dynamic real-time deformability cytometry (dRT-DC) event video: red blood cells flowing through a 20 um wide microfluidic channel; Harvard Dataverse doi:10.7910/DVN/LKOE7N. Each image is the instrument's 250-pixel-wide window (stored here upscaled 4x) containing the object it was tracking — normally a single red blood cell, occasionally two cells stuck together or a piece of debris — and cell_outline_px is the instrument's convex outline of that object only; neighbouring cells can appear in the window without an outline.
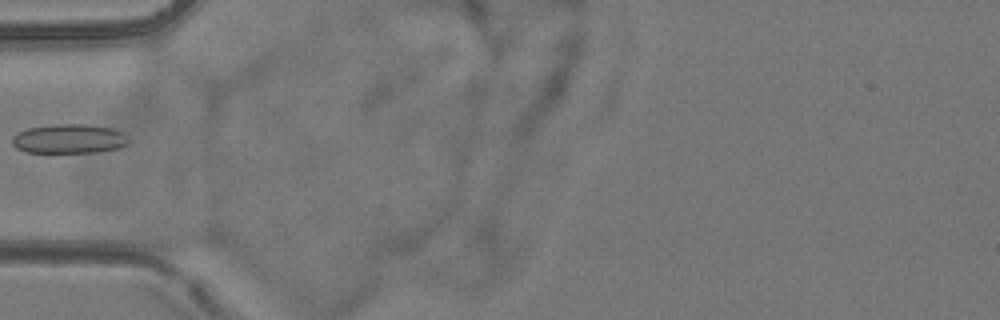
{"species": "common noctule bat (a hibernating species)", "species_latin": "Nyctalus noctula", "temperature_condition": "room temperature", "stored_images_in_passage": 6, "camera_frame_rate_fps": 3000, "um_per_image_px": 0.085, "animal": {"sex": "female", "body_mass_g": 24.6, "forearm_length_mm": 56.2}, "frame": {"image": 1, "passage_image": 6, "time_ms": 6.0, "image_size_px": [1000, 320], "cell_outline_px": [[132, 140], [128, 144], [120, 148], [96, 152], [24, 152], [16, 148], [12, 144], [12, 136], [28, 128], [52, 124], [88, 124], [112, 128], [120, 132]], "centroid_in_image_um": [5.89, 11.8], "position_along_channel_um": 79.1, "area_um2": 20.0}}